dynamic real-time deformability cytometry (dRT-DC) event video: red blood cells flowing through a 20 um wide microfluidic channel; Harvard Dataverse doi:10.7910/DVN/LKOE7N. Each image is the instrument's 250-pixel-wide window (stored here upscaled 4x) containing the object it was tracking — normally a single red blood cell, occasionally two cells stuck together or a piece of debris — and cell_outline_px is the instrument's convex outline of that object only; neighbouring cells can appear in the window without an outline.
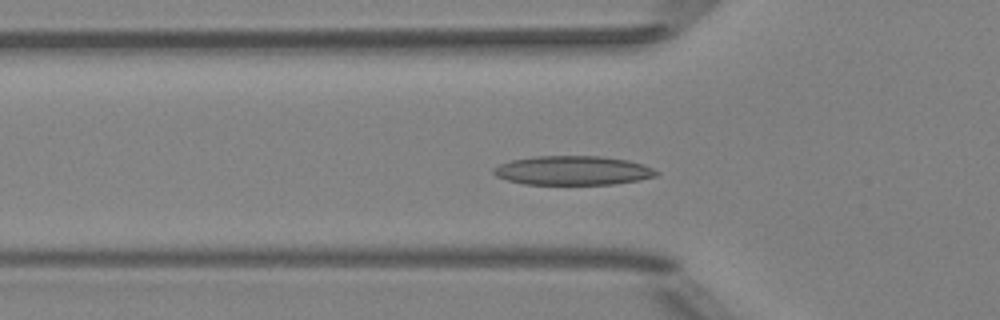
{"species": "Egyptian fruit bat (a non-hibernating species)", "species_latin": "Rousettus aegyptiacus", "temperature_condition": "room temperature", "stored_images_in_passage": 51, "segment_of_instrument_passage": [1, 2], "camera_frame_rate_fps": 3000, "um_per_image_px": 0.085, "animal": {"sex": "female"}, "frame": {"image": 1, "passage_image": 16, "time_ms": 5.0, "image_size_px": [1000, 320], "cell_outline_px": [[660, 172], [656, 176], [640, 180], [616, 184], [524, 184], [508, 180], [496, 176], [492, 172], [492, 168], [500, 164], [512, 160], [536, 156], [600, 156], [628, 160], [644, 164]], "centroid_in_image_um": [48.71, 14.49], "position_along_channel_um": 77.1, "area_um2": 27.69}}
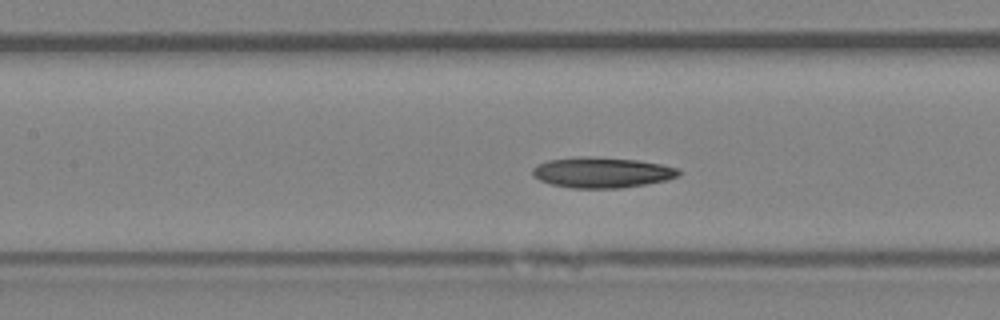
{"frame": {"image": 2, "passage_image": 22, "time_ms": 7.0, "image_size_px": [1000, 320], "cell_outline_px": [[680, 176], [668, 180], [648, 184], [620, 188], [572, 188], [552, 184], [540, 180], [532, 176], [532, 168], [536, 164], [548, 160], [576, 156], [592, 156], [636, 160], [660, 164], [680, 168]], "centroid_in_image_um": [51.17, 14.65], "position_along_channel_um": 156.2, "area_um2": 26.36}}
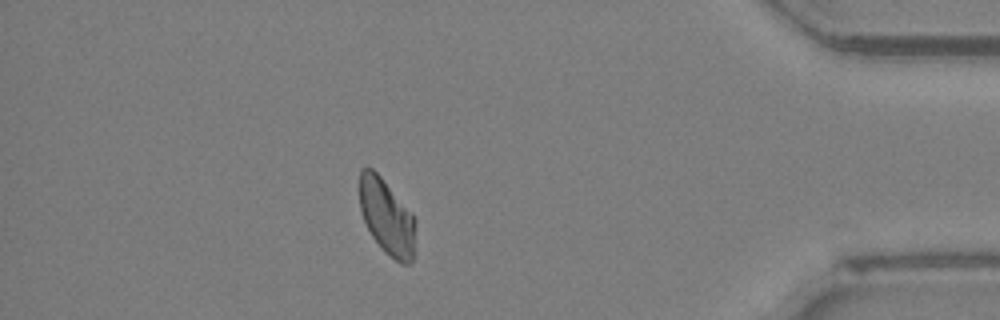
{"frame": {"image": 3, "passage_image": 44, "time_ms": 14.333, "image_size_px": [1000, 320], "cell_outline_px": [[416, 220], [412, 260], [408, 264], [400, 264], [384, 252], [372, 236], [364, 220], [360, 208], [360, 168], [372, 168], [380, 176], [412, 212]], "centroid_in_image_um": [32.89, 18.45], "position_along_channel_um": 402.3, "area_um2": 24.51}}